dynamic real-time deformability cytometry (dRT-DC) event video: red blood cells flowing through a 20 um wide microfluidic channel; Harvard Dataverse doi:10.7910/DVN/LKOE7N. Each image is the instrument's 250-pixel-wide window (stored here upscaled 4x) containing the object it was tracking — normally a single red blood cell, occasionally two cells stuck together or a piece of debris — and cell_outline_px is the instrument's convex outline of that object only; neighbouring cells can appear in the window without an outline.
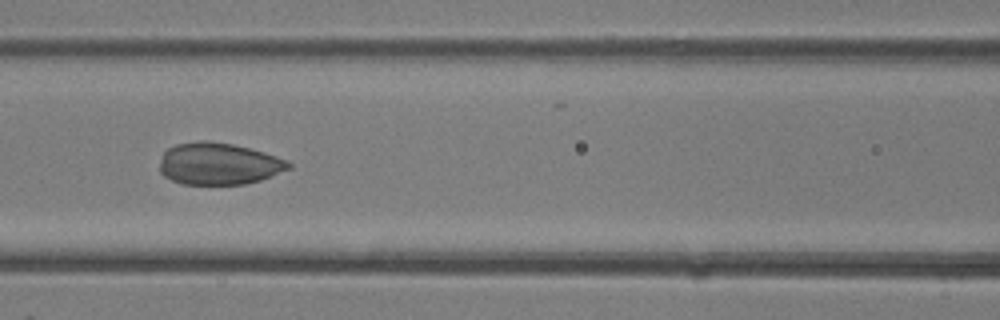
{"species": "common noctule bat (a hibernating species)", "species_latin": "Nyctalus noctula", "temperature_condition": "room temperature", "stored_images_in_passage": 27, "camera_frame_rate_fps": 3000, "um_per_image_px": 0.085, "animal": {"sex": "female"}, "frame": {"image": 1, "passage_image": 16, "time_ms": 5.0, "image_size_px": [1000, 320], "cell_outline_px": [[292, 168], [272, 176], [260, 180], [244, 184], [184, 184], [172, 180], [164, 176], [160, 172], [160, 160], [164, 152], [168, 148], [176, 144], [200, 140], [208, 140], [232, 144], [264, 152], [288, 160], [292, 164]], "centroid_in_image_um": [18.6, 13.91], "position_along_channel_um": 148.0, "area_um2": 31.62}}